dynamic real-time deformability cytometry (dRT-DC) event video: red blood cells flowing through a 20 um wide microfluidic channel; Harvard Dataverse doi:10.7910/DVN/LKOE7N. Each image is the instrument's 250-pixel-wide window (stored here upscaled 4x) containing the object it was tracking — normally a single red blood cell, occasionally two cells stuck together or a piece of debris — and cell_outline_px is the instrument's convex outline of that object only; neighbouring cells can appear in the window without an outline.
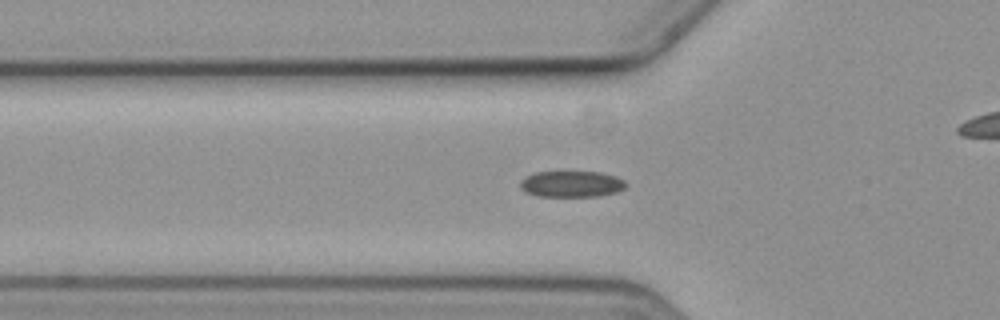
{"species": "common noctule bat (a hibernating species)", "species_latin": "Nyctalus noctula", "temperature_condition": "cold", "stored_images_in_passage": 45, "camera_frame_rate_fps": 3000, "um_per_image_px": 0.085, "animal": {"sex": "female", "body_mass_g": 19.3, "forearm_length_mm": 54.1}, "frame": {"image": 1, "passage_image": 6, "time_ms": 1.667, "image_size_px": [1000, 320], "cell_outline_px": [[628, 184], [624, 188], [616, 192], [600, 196], [536, 196], [524, 192], [520, 188], [520, 180], [524, 176], [536, 172], [600, 172], [616, 176], [624, 180]], "centroid_in_image_um": [48.55, 15.64], "position_along_channel_um": 77.2, "area_um2": 16.3}}
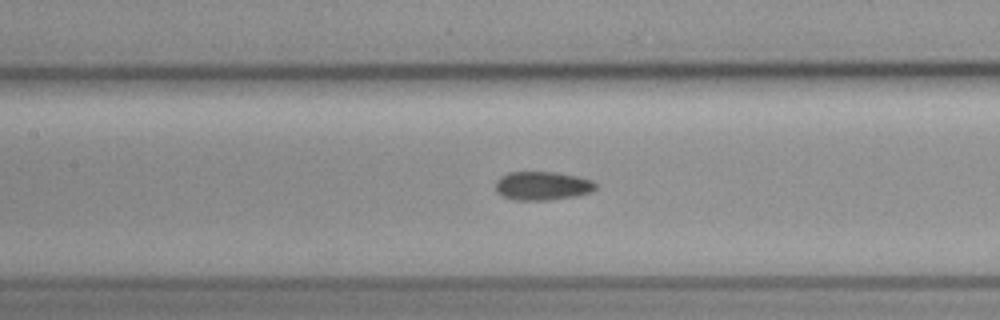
{"frame": {"image": 2, "passage_image": 13, "time_ms": 4.0, "image_size_px": [1000, 320], "cell_outline_px": [[596, 188], [592, 192], [576, 196], [548, 200], [516, 200], [504, 196], [496, 192], [496, 180], [500, 176], [508, 172], [556, 172], [576, 176], [592, 180], [596, 184]], "centroid_in_image_um": [46.1, 15.79], "position_along_channel_um": 161.3, "area_um2": 16.76}}
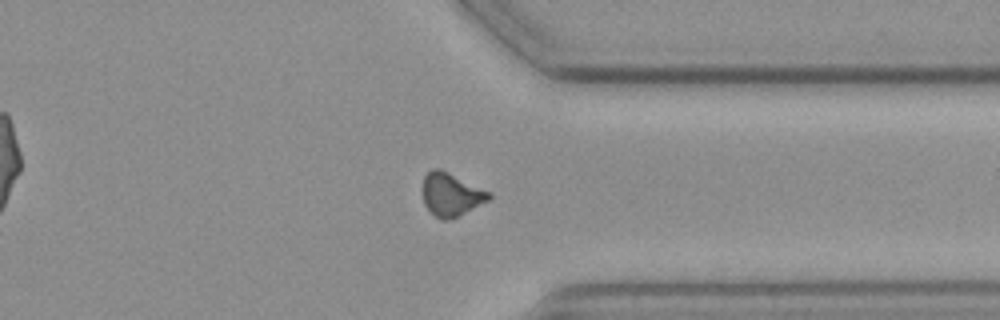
{"frame": {"image": 3, "passage_image": 31, "time_ms": 10.0, "image_size_px": [1000, 320], "cell_outline_px": [[492, 196], [488, 200], [460, 216], [444, 220], [440, 220], [424, 204], [424, 176], [432, 168], [440, 168], [492, 192]], "centroid_in_image_um": [38.38, 16.52], "position_along_channel_um": 373.0, "area_um2": 16.59}, "authors_computed_cell_mechanics": {"area_um2": 16.473, "velocity_mm_per_s": 3.5693, "shape_relaxation_time_tau1_ms": null, "shape_relaxation_time_tau2_ms": 4.443, "deformation_change_tau1": null, "deformation_change_tau2": 0.1145}}